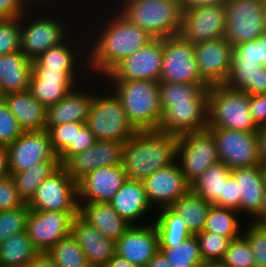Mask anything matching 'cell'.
I'll list each match as a JSON object with an SVG mask.
<instances>
[{"mask_svg": "<svg viewBox=\"0 0 266 267\" xmlns=\"http://www.w3.org/2000/svg\"><path fill=\"white\" fill-rule=\"evenodd\" d=\"M26 267H58L46 253H39Z\"/></svg>", "mask_w": 266, "mask_h": 267, "instance_id": "91938a15", "label": "cell"}, {"mask_svg": "<svg viewBox=\"0 0 266 267\" xmlns=\"http://www.w3.org/2000/svg\"><path fill=\"white\" fill-rule=\"evenodd\" d=\"M204 263H220L231 242L230 237L219 233L202 231L195 234Z\"/></svg>", "mask_w": 266, "mask_h": 267, "instance_id": "b9f144b4", "label": "cell"}, {"mask_svg": "<svg viewBox=\"0 0 266 267\" xmlns=\"http://www.w3.org/2000/svg\"><path fill=\"white\" fill-rule=\"evenodd\" d=\"M154 216L152 218L158 232L159 244H179L193 235L181 217L170 207L157 209Z\"/></svg>", "mask_w": 266, "mask_h": 267, "instance_id": "e575fe53", "label": "cell"}, {"mask_svg": "<svg viewBox=\"0 0 266 267\" xmlns=\"http://www.w3.org/2000/svg\"><path fill=\"white\" fill-rule=\"evenodd\" d=\"M163 64V38H153L119 63L102 80L160 81Z\"/></svg>", "mask_w": 266, "mask_h": 267, "instance_id": "2e32d148", "label": "cell"}, {"mask_svg": "<svg viewBox=\"0 0 266 267\" xmlns=\"http://www.w3.org/2000/svg\"><path fill=\"white\" fill-rule=\"evenodd\" d=\"M243 235L251 245L254 255V267H266V225L247 221Z\"/></svg>", "mask_w": 266, "mask_h": 267, "instance_id": "f6af8a7d", "label": "cell"}, {"mask_svg": "<svg viewBox=\"0 0 266 267\" xmlns=\"http://www.w3.org/2000/svg\"><path fill=\"white\" fill-rule=\"evenodd\" d=\"M251 221L257 224L266 225V190L260 212Z\"/></svg>", "mask_w": 266, "mask_h": 267, "instance_id": "003e7915", "label": "cell"}, {"mask_svg": "<svg viewBox=\"0 0 266 267\" xmlns=\"http://www.w3.org/2000/svg\"><path fill=\"white\" fill-rule=\"evenodd\" d=\"M217 148L219 161L230 169L261 165L256 132L226 128H207Z\"/></svg>", "mask_w": 266, "mask_h": 267, "instance_id": "5bb4252c", "label": "cell"}, {"mask_svg": "<svg viewBox=\"0 0 266 267\" xmlns=\"http://www.w3.org/2000/svg\"><path fill=\"white\" fill-rule=\"evenodd\" d=\"M7 149L10 176L29 169L37 162L59 161L47 130L24 131Z\"/></svg>", "mask_w": 266, "mask_h": 267, "instance_id": "e0dca14e", "label": "cell"}, {"mask_svg": "<svg viewBox=\"0 0 266 267\" xmlns=\"http://www.w3.org/2000/svg\"><path fill=\"white\" fill-rule=\"evenodd\" d=\"M79 212L29 210L26 220L28 238L39 253L48 252L71 234L72 221Z\"/></svg>", "mask_w": 266, "mask_h": 267, "instance_id": "9a60e30c", "label": "cell"}, {"mask_svg": "<svg viewBox=\"0 0 266 267\" xmlns=\"http://www.w3.org/2000/svg\"><path fill=\"white\" fill-rule=\"evenodd\" d=\"M127 179L122 164L98 168L78 182V202L109 203Z\"/></svg>", "mask_w": 266, "mask_h": 267, "instance_id": "cb8c5ba5", "label": "cell"}, {"mask_svg": "<svg viewBox=\"0 0 266 267\" xmlns=\"http://www.w3.org/2000/svg\"><path fill=\"white\" fill-rule=\"evenodd\" d=\"M178 135L159 130L137 131L123 149V168L128 179L145 180L176 162Z\"/></svg>", "mask_w": 266, "mask_h": 267, "instance_id": "3957f363", "label": "cell"}, {"mask_svg": "<svg viewBox=\"0 0 266 267\" xmlns=\"http://www.w3.org/2000/svg\"><path fill=\"white\" fill-rule=\"evenodd\" d=\"M217 206L230 208L239 212L240 197L238 195L237 182L232 176L224 181L223 198Z\"/></svg>", "mask_w": 266, "mask_h": 267, "instance_id": "f5cc1de1", "label": "cell"}, {"mask_svg": "<svg viewBox=\"0 0 266 267\" xmlns=\"http://www.w3.org/2000/svg\"><path fill=\"white\" fill-rule=\"evenodd\" d=\"M95 94L96 77H91L86 82L77 85L56 104L46 107V126L73 122L86 123Z\"/></svg>", "mask_w": 266, "mask_h": 267, "instance_id": "d6986e66", "label": "cell"}, {"mask_svg": "<svg viewBox=\"0 0 266 267\" xmlns=\"http://www.w3.org/2000/svg\"><path fill=\"white\" fill-rule=\"evenodd\" d=\"M201 267H224L221 263H204Z\"/></svg>", "mask_w": 266, "mask_h": 267, "instance_id": "89a4df30", "label": "cell"}, {"mask_svg": "<svg viewBox=\"0 0 266 267\" xmlns=\"http://www.w3.org/2000/svg\"><path fill=\"white\" fill-rule=\"evenodd\" d=\"M231 176V169L221 161L211 164L191 184V190L211 205H217L223 198L224 181Z\"/></svg>", "mask_w": 266, "mask_h": 267, "instance_id": "1f68e13d", "label": "cell"}, {"mask_svg": "<svg viewBox=\"0 0 266 267\" xmlns=\"http://www.w3.org/2000/svg\"><path fill=\"white\" fill-rule=\"evenodd\" d=\"M80 24L82 17L74 10L29 8L21 16L20 50L34 60L50 47L62 43Z\"/></svg>", "mask_w": 266, "mask_h": 267, "instance_id": "7a4b0ae2", "label": "cell"}, {"mask_svg": "<svg viewBox=\"0 0 266 267\" xmlns=\"http://www.w3.org/2000/svg\"><path fill=\"white\" fill-rule=\"evenodd\" d=\"M233 47L223 38L194 45V54L202 80L208 85L224 84L230 69Z\"/></svg>", "mask_w": 266, "mask_h": 267, "instance_id": "ffe728a7", "label": "cell"}, {"mask_svg": "<svg viewBox=\"0 0 266 267\" xmlns=\"http://www.w3.org/2000/svg\"><path fill=\"white\" fill-rule=\"evenodd\" d=\"M260 66V64L250 62L243 63L232 52L229 73L223 85L253 95L254 76Z\"/></svg>", "mask_w": 266, "mask_h": 267, "instance_id": "60d3db41", "label": "cell"}, {"mask_svg": "<svg viewBox=\"0 0 266 267\" xmlns=\"http://www.w3.org/2000/svg\"><path fill=\"white\" fill-rule=\"evenodd\" d=\"M122 103L137 131L158 130L163 110L159 82L151 80H103Z\"/></svg>", "mask_w": 266, "mask_h": 267, "instance_id": "277c9868", "label": "cell"}, {"mask_svg": "<svg viewBox=\"0 0 266 267\" xmlns=\"http://www.w3.org/2000/svg\"><path fill=\"white\" fill-rule=\"evenodd\" d=\"M159 249L173 267H201L204 264L195 235L179 244H159Z\"/></svg>", "mask_w": 266, "mask_h": 267, "instance_id": "f35d334b", "label": "cell"}, {"mask_svg": "<svg viewBox=\"0 0 266 267\" xmlns=\"http://www.w3.org/2000/svg\"><path fill=\"white\" fill-rule=\"evenodd\" d=\"M26 1H27V4L30 8H38V7L39 8H64V9L76 11L81 17H83L84 13L91 6V4H93V2H94V0H90V1L89 0H85V1L84 0L83 1L82 0H79V1L78 0H26ZM68 1H70V2H68ZM85 6H87V7H85Z\"/></svg>", "mask_w": 266, "mask_h": 267, "instance_id": "816d5d0a", "label": "cell"}, {"mask_svg": "<svg viewBox=\"0 0 266 267\" xmlns=\"http://www.w3.org/2000/svg\"><path fill=\"white\" fill-rule=\"evenodd\" d=\"M29 8L26 0H0V19L20 17Z\"/></svg>", "mask_w": 266, "mask_h": 267, "instance_id": "11a10c76", "label": "cell"}, {"mask_svg": "<svg viewBox=\"0 0 266 267\" xmlns=\"http://www.w3.org/2000/svg\"><path fill=\"white\" fill-rule=\"evenodd\" d=\"M264 14H265V22H266V2L264 3Z\"/></svg>", "mask_w": 266, "mask_h": 267, "instance_id": "8c879c8a", "label": "cell"}, {"mask_svg": "<svg viewBox=\"0 0 266 267\" xmlns=\"http://www.w3.org/2000/svg\"><path fill=\"white\" fill-rule=\"evenodd\" d=\"M225 39L232 47L256 40L266 30L264 3L258 0H227Z\"/></svg>", "mask_w": 266, "mask_h": 267, "instance_id": "9c48e42d", "label": "cell"}, {"mask_svg": "<svg viewBox=\"0 0 266 267\" xmlns=\"http://www.w3.org/2000/svg\"><path fill=\"white\" fill-rule=\"evenodd\" d=\"M10 176L7 147L0 146V180Z\"/></svg>", "mask_w": 266, "mask_h": 267, "instance_id": "94428289", "label": "cell"}, {"mask_svg": "<svg viewBox=\"0 0 266 267\" xmlns=\"http://www.w3.org/2000/svg\"><path fill=\"white\" fill-rule=\"evenodd\" d=\"M144 267H173L162 252H158Z\"/></svg>", "mask_w": 266, "mask_h": 267, "instance_id": "be15d7a7", "label": "cell"}, {"mask_svg": "<svg viewBox=\"0 0 266 267\" xmlns=\"http://www.w3.org/2000/svg\"><path fill=\"white\" fill-rule=\"evenodd\" d=\"M1 98L23 131L46 130V107L33 97L30 90L6 93Z\"/></svg>", "mask_w": 266, "mask_h": 267, "instance_id": "f1b7e54d", "label": "cell"}, {"mask_svg": "<svg viewBox=\"0 0 266 267\" xmlns=\"http://www.w3.org/2000/svg\"><path fill=\"white\" fill-rule=\"evenodd\" d=\"M71 234L91 267H102L116 254L115 241L103 237L98 229L79 214L72 221Z\"/></svg>", "mask_w": 266, "mask_h": 267, "instance_id": "83f0119b", "label": "cell"}, {"mask_svg": "<svg viewBox=\"0 0 266 267\" xmlns=\"http://www.w3.org/2000/svg\"><path fill=\"white\" fill-rule=\"evenodd\" d=\"M47 254L58 267H91L72 234L58 241Z\"/></svg>", "mask_w": 266, "mask_h": 267, "instance_id": "ab89813d", "label": "cell"}, {"mask_svg": "<svg viewBox=\"0 0 266 267\" xmlns=\"http://www.w3.org/2000/svg\"><path fill=\"white\" fill-rule=\"evenodd\" d=\"M176 161L187 181L195 182L211 164L219 161L213 136L206 129L179 135Z\"/></svg>", "mask_w": 266, "mask_h": 267, "instance_id": "8fae6325", "label": "cell"}, {"mask_svg": "<svg viewBox=\"0 0 266 267\" xmlns=\"http://www.w3.org/2000/svg\"><path fill=\"white\" fill-rule=\"evenodd\" d=\"M86 125L97 140L126 143L137 132L128 120L119 98L99 78H96V94Z\"/></svg>", "mask_w": 266, "mask_h": 267, "instance_id": "5b68a950", "label": "cell"}, {"mask_svg": "<svg viewBox=\"0 0 266 267\" xmlns=\"http://www.w3.org/2000/svg\"><path fill=\"white\" fill-rule=\"evenodd\" d=\"M79 215L100 231L103 237L117 241L131 226L110 203L78 202Z\"/></svg>", "mask_w": 266, "mask_h": 267, "instance_id": "f546056e", "label": "cell"}, {"mask_svg": "<svg viewBox=\"0 0 266 267\" xmlns=\"http://www.w3.org/2000/svg\"><path fill=\"white\" fill-rule=\"evenodd\" d=\"M31 75L32 60L21 50L0 55V96L29 90Z\"/></svg>", "mask_w": 266, "mask_h": 267, "instance_id": "4dcf8cb0", "label": "cell"}, {"mask_svg": "<svg viewBox=\"0 0 266 267\" xmlns=\"http://www.w3.org/2000/svg\"><path fill=\"white\" fill-rule=\"evenodd\" d=\"M29 210L25 203L19 208L0 211V245L10 236L26 231Z\"/></svg>", "mask_w": 266, "mask_h": 267, "instance_id": "ee69618b", "label": "cell"}, {"mask_svg": "<svg viewBox=\"0 0 266 267\" xmlns=\"http://www.w3.org/2000/svg\"><path fill=\"white\" fill-rule=\"evenodd\" d=\"M258 155L261 164L266 162V125L260 126L256 131Z\"/></svg>", "mask_w": 266, "mask_h": 267, "instance_id": "680465c9", "label": "cell"}, {"mask_svg": "<svg viewBox=\"0 0 266 267\" xmlns=\"http://www.w3.org/2000/svg\"><path fill=\"white\" fill-rule=\"evenodd\" d=\"M159 82L205 83L199 73L193 43L180 35L163 38V64Z\"/></svg>", "mask_w": 266, "mask_h": 267, "instance_id": "7c38bea8", "label": "cell"}, {"mask_svg": "<svg viewBox=\"0 0 266 267\" xmlns=\"http://www.w3.org/2000/svg\"><path fill=\"white\" fill-rule=\"evenodd\" d=\"M208 88L206 83L159 82V98L163 113L174 103L197 102Z\"/></svg>", "mask_w": 266, "mask_h": 267, "instance_id": "74e56055", "label": "cell"}, {"mask_svg": "<svg viewBox=\"0 0 266 267\" xmlns=\"http://www.w3.org/2000/svg\"><path fill=\"white\" fill-rule=\"evenodd\" d=\"M102 267H136L127 259L115 254L105 265Z\"/></svg>", "mask_w": 266, "mask_h": 267, "instance_id": "03108f58", "label": "cell"}, {"mask_svg": "<svg viewBox=\"0 0 266 267\" xmlns=\"http://www.w3.org/2000/svg\"><path fill=\"white\" fill-rule=\"evenodd\" d=\"M27 205L38 211L79 212L78 183L61 165L44 179Z\"/></svg>", "mask_w": 266, "mask_h": 267, "instance_id": "30bf717a", "label": "cell"}, {"mask_svg": "<svg viewBox=\"0 0 266 267\" xmlns=\"http://www.w3.org/2000/svg\"><path fill=\"white\" fill-rule=\"evenodd\" d=\"M24 204L13 178L9 176L0 180V211L19 208Z\"/></svg>", "mask_w": 266, "mask_h": 267, "instance_id": "f907efd6", "label": "cell"}, {"mask_svg": "<svg viewBox=\"0 0 266 267\" xmlns=\"http://www.w3.org/2000/svg\"><path fill=\"white\" fill-rule=\"evenodd\" d=\"M60 166L59 161L37 162L29 169L11 175L18 190V194L24 203H28L31 200L44 179L49 177Z\"/></svg>", "mask_w": 266, "mask_h": 267, "instance_id": "d590c367", "label": "cell"}, {"mask_svg": "<svg viewBox=\"0 0 266 267\" xmlns=\"http://www.w3.org/2000/svg\"><path fill=\"white\" fill-rule=\"evenodd\" d=\"M231 176L237 182L240 197L239 213L245 220L248 218V221H251L260 212L266 190L262 167H237L231 169Z\"/></svg>", "mask_w": 266, "mask_h": 267, "instance_id": "484cf974", "label": "cell"}, {"mask_svg": "<svg viewBox=\"0 0 266 267\" xmlns=\"http://www.w3.org/2000/svg\"><path fill=\"white\" fill-rule=\"evenodd\" d=\"M259 64L266 67V30L258 38Z\"/></svg>", "mask_w": 266, "mask_h": 267, "instance_id": "e7e4bbea", "label": "cell"}, {"mask_svg": "<svg viewBox=\"0 0 266 267\" xmlns=\"http://www.w3.org/2000/svg\"><path fill=\"white\" fill-rule=\"evenodd\" d=\"M142 183L155 212L157 208L170 207L191 190V184L184 177L177 161L152 173Z\"/></svg>", "mask_w": 266, "mask_h": 267, "instance_id": "ac0fdd59", "label": "cell"}, {"mask_svg": "<svg viewBox=\"0 0 266 267\" xmlns=\"http://www.w3.org/2000/svg\"><path fill=\"white\" fill-rule=\"evenodd\" d=\"M227 0H180L183 9L206 6L211 4L225 3Z\"/></svg>", "mask_w": 266, "mask_h": 267, "instance_id": "6125c7cd", "label": "cell"}, {"mask_svg": "<svg viewBox=\"0 0 266 267\" xmlns=\"http://www.w3.org/2000/svg\"><path fill=\"white\" fill-rule=\"evenodd\" d=\"M233 53L244 63L259 64L258 39L247 41L233 47Z\"/></svg>", "mask_w": 266, "mask_h": 267, "instance_id": "9f6ffc18", "label": "cell"}, {"mask_svg": "<svg viewBox=\"0 0 266 267\" xmlns=\"http://www.w3.org/2000/svg\"><path fill=\"white\" fill-rule=\"evenodd\" d=\"M124 1L125 0H96V2L100 3L101 5L111 8H117Z\"/></svg>", "mask_w": 266, "mask_h": 267, "instance_id": "a7ac6f4b", "label": "cell"}, {"mask_svg": "<svg viewBox=\"0 0 266 267\" xmlns=\"http://www.w3.org/2000/svg\"><path fill=\"white\" fill-rule=\"evenodd\" d=\"M44 69L65 71L78 85L91 78L88 34L80 24L62 43L50 47L35 59Z\"/></svg>", "mask_w": 266, "mask_h": 267, "instance_id": "ba28073f", "label": "cell"}, {"mask_svg": "<svg viewBox=\"0 0 266 267\" xmlns=\"http://www.w3.org/2000/svg\"><path fill=\"white\" fill-rule=\"evenodd\" d=\"M220 263L224 267H254L253 251L243 234L231 240Z\"/></svg>", "mask_w": 266, "mask_h": 267, "instance_id": "7bdbcfd3", "label": "cell"}, {"mask_svg": "<svg viewBox=\"0 0 266 267\" xmlns=\"http://www.w3.org/2000/svg\"><path fill=\"white\" fill-rule=\"evenodd\" d=\"M86 123H66L46 126L55 153L59 156L68 146H75L76 129H82Z\"/></svg>", "mask_w": 266, "mask_h": 267, "instance_id": "7dc6e473", "label": "cell"}, {"mask_svg": "<svg viewBox=\"0 0 266 267\" xmlns=\"http://www.w3.org/2000/svg\"><path fill=\"white\" fill-rule=\"evenodd\" d=\"M95 2L96 0L87 9V13H84L82 23L88 34L90 75L102 79L153 37L117 8L105 7Z\"/></svg>", "mask_w": 266, "mask_h": 267, "instance_id": "6da1fadb", "label": "cell"}, {"mask_svg": "<svg viewBox=\"0 0 266 267\" xmlns=\"http://www.w3.org/2000/svg\"><path fill=\"white\" fill-rule=\"evenodd\" d=\"M115 250L136 267H144L160 251L154 222L132 225L115 242Z\"/></svg>", "mask_w": 266, "mask_h": 267, "instance_id": "44dd1931", "label": "cell"}, {"mask_svg": "<svg viewBox=\"0 0 266 267\" xmlns=\"http://www.w3.org/2000/svg\"><path fill=\"white\" fill-rule=\"evenodd\" d=\"M38 254L26 231L14 234L0 245V267H26Z\"/></svg>", "mask_w": 266, "mask_h": 267, "instance_id": "836d02e7", "label": "cell"}, {"mask_svg": "<svg viewBox=\"0 0 266 267\" xmlns=\"http://www.w3.org/2000/svg\"><path fill=\"white\" fill-rule=\"evenodd\" d=\"M117 9L153 38L179 35L183 10L180 0H125Z\"/></svg>", "mask_w": 266, "mask_h": 267, "instance_id": "8992f818", "label": "cell"}, {"mask_svg": "<svg viewBox=\"0 0 266 267\" xmlns=\"http://www.w3.org/2000/svg\"><path fill=\"white\" fill-rule=\"evenodd\" d=\"M266 93V67L261 65L254 76V94Z\"/></svg>", "mask_w": 266, "mask_h": 267, "instance_id": "6f0895ef", "label": "cell"}, {"mask_svg": "<svg viewBox=\"0 0 266 267\" xmlns=\"http://www.w3.org/2000/svg\"><path fill=\"white\" fill-rule=\"evenodd\" d=\"M236 210L217 205H211L203 231L219 233L231 239L243 234L245 222ZM241 220V221H240Z\"/></svg>", "mask_w": 266, "mask_h": 267, "instance_id": "8d00e7d4", "label": "cell"}, {"mask_svg": "<svg viewBox=\"0 0 266 267\" xmlns=\"http://www.w3.org/2000/svg\"><path fill=\"white\" fill-rule=\"evenodd\" d=\"M208 91L197 102L174 103L162 115L158 130L174 135L208 128Z\"/></svg>", "mask_w": 266, "mask_h": 267, "instance_id": "7402d4cb", "label": "cell"}, {"mask_svg": "<svg viewBox=\"0 0 266 267\" xmlns=\"http://www.w3.org/2000/svg\"><path fill=\"white\" fill-rule=\"evenodd\" d=\"M97 141L90 128L85 125L76 129L75 146H68L58 157L60 165L64 166L73 156L80 154L92 147Z\"/></svg>", "mask_w": 266, "mask_h": 267, "instance_id": "681fc988", "label": "cell"}, {"mask_svg": "<svg viewBox=\"0 0 266 267\" xmlns=\"http://www.w3.org/2000/svg\"><path fill=\"white\" fill-rule=\"evenodd\" d=\"M226 8L224 3L182 10L179 35L194 45L225 37Z\"/></svg>", "mask_w": 266, "mask_h": 267, "instance_id": "4fadbf2b", "label": "cell"}, {"mask_svg": "<svg viewBox=\"0 0 266 267\" xmlns=\"http://www.w3.org/2000/svg\"><path fill=\"white\" fill-rule=\"evenodd\" d=\"M208 128H226L256 132L249 109V94L223 84L208 88Z\"/></svg>", "mask_w": 266, "mask_h": 267, "instance_id": "52a82bcc", "label": "cell"}, {"mask_svg": "<svg viewBox=\"0 0 266 267\" xmlns=\"http://www.w3.org/2000/svg\"><path fill=\"white\" fill-rule=\"evenodd\" d=\"M261 167H262V171H263L264 179H265V183H266V162L262 163Z\"/></svg>", "mask_w": 266, "mask_h": 267, "instance_id": "2644e50d", "label": "cell"}, {"mask_svg": "<svg viewBox=\"0 0 266 267\" xmlns=\"http://www.w3.org/2000/svg\"><path fill=\"white\" fill-rule=\"evenodd\" d=\"M23 132L15 116L0 98V146H9Z\"/></svg>", "mask_w": 266, "mask_h": 267, "instance_id": "c3c4849f", "label": "cell"}, {"mask_svg": "<svg viewBox=\"0 0 266 267\" xmlns=\"http://www.w3.org/2000/svg\"><path fill=\"white\" fill-rule=\"evenodd\" d=\"M78 84L65 72L44 69L32 60L30 92L45 107L56 104L66 97Z\"/></svg>", "mask_w": 266, "mask_h": 267, "instance_id": "d4e9b609", "label": "cell"}, {"mask_svg": "<svg viewBox=\"0 0 266 267\" xmlns=\"http://www.w3.org/2000/svg\"><path fill=\"white\" fill-rule=\"evenodd\" d=\"M210 206L209 202L190 190L170 208L181 217L190 232L195 235L203 231Z\"/></svg>", "mask_w": 266, "mask_h": 267, "instance_id": "d6a6232c", "label": "cell"}, {"mask_svg": "<svg viewBox=\"0 0 266 267\" xmlns=\"http://www.w3.org/2000/svg\"><path fill=\"white\" fill-rule=\"evenodd\" d=\"M124 145V142L97 140L92 147L73 156L64 167L70 177L78 183L98 168L122 164Z\"/></svg>", "mask_w": 266, "mask_h": 267, "instance_id": "603a6c76", "label": "cell"}, {"mask_svg": "<svg viewBox=\"0 0 266 267\" xmlns=\"http://www.w3.org/2000/svg\"><path fill=\"white\" fill-rule=\"evenodd\" d=\"M21 16L14 19H0V55L20 50Z\"/></svg>", "mask_w": 266, "mask_h": 267, "instance_id": "bcb514c9", "label": "cell"}, {"mask_svg": "<svg viewBox=\"0 0 266 267\" xmlns=\"http://www.w3.org/2000/svg\"><path fill=\"white\" fill-rule=\"evenodd\" d=\"M109 203L123 219L132 225L154 221V218H150L149 215L150 213L154 215L155 211L149 203L142 181L127 179ZM142 220L146 223H141Z\"/></svg>", "mask_w": 266, "mask_h": 267, "instance_id": "4316f807", "label": "cell"}, {"mask_svg": "<svg viewBox=\"0 0 266 267\" xmlns=\"http://www.w3.org/2000/svg\"><path fill=\"white\" fill-rule=\"evenodd\" d=\"M249 109L259 127L266 125V93L249 95Z\"/></svg>", "mask_w": 266, "mask_h": 267, "instance_id": "db71d44e", "label": "cell"}]
</instances>
